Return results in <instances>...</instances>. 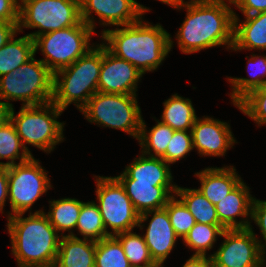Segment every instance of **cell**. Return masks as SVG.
<instances>
[{"label":"cell","instance_id":"12","mask_svg":"<svg viewBox=\"0 0 266 267\" xmlns=\"http://www.w3.org/2000/svg\"><path fill=\"white\" fill-rule=\"evenodd\" d=\"M249 228L225 229L219 249L209 255L218 265L228 267H264L266 254L261 250L263 240H259Z\"/></svg>","mask_w":266,"mask_h":267},{"label":"cell","instance_id":"4","mask_svg":"<svg viewBox=\"0 0 266 267\" xmlns=\"http://www.w3.org/2000/svg\"><path fill=\"white\" fill-rule=\"evenodd\" d=\"M101 64L102 43L91 48L70 66L55 72L52 102L63 111L74 103L81 111L98 91Z\"/></svg>","mask_w":266,"mask_h":267},{"label":"cell","instance_id":"45","mask_svg":"<svg viewBox=\"0 0 266 267\" xmlns=\"http://www.w3.org/2000/svg\"><path fill=\"white\" fill-rule=\"evenodd\" d=\"M209 267H228V266H221V265H218L216 264L212 259H211V262H210V266Z\"/></svg>","mask_w":266,"mask_h":267},{"label":"cell","instance_id":"26","mask_svg":"<svg viewBox=\"0 0 266 267\" xmlns=\"http://www.w3.org/2000/svg\"><path fill=\"white\" fill-rule=\"evenodd\" d=\"M176 197L184 203L194 216L195 222L201 224L221 225L216 207L198 189L177 186Z\"/></svg>","mask_w":266,"mask_h":267},{"label":"cell","instance_id":"8","mask_svg":"<svg viewBox=\"0 0 266 267\" xmlns=\"http://www.w3.org/2000/svg\"><path fill=\"white\" fill-rule=\"evenodd\" d=\"M18 32L37 28L27 34L37 36L78 25L81 20L80 0H19Z\"/></svg>","mask_w":266,"mask_h":267},{"label":"cell","instance_id":"29","mask_svg":"<svg viewBox=\"0 0 266 267\" xmlns=\"http://www.w3.org/2000/svg\"><path fill=\"white\" fill-rule=\"evenodd\" d=\"M31 157L32 155L23 146L12 121L9 119L0 126V159H8L6 163L0 162V165L6 167L15 165L16 159L22 163Z\"/></svg>","mask_w":266,"mask_h":267},{"label":"cell","instance_id":"33","mask_svg":"<svg viewBox=\"0 0 266 267\" xmlns=\"http://www.w3.org/2000/svg\"><path fill=\"white\" fill-rule=\"evenodd\" d=\"M95 267H131L122 245L115 236L96 241Z\"/></svg>","mask_w":266,"mask_h":267},{"label":"cell","instance_id":"39","mask_svg":"<svg viewBox=\"0 0 266 267\" xmlns=\"http://www.w3.org/2000/svg\"><path fill=\"white\" fill-rule=\"evenodd\" d=\"M231 4L235 5L244 16L266 12V0H232Z\"/></svg>","mask_w":266,"mask_h":267},{"label":"cell","instance_id":"35","mask_svg":"<svg viewBox=\"0 0 266 267\" xmlns=\"http://www.w3.org/2000/svg\"><path fill=\"white\" fill-rule=\"evenodd\" d=\"M235 105L258 126L266 124V86L251 91Z\"/></svg>","mask_w":266,"mask_h":267},{"label":"cell","instance_id":"13","mask_svg":"<svg viewBox=\"0 0 266 267\" xmlns=\"http://www.w3.org/2000/svg\"><path fill=\"white\" fill-rule=\"evenodd\" d=\"M80 8L81 20L93 31L96 26L94 12L103 26H124L139 21L149 11L135 0H80Z\"/></svg>","mask_w":266,"mask_h":267},{"label":"cell","instance_id":"34","mask_svg":"<svg viewBox=\"0 0 266 267\" xmlns=\"http://www.w3.org/2000/svg\"><path fill=\"white\" fill-rule=\"evenodd\" d=\"M175 197L176 195L168 201L164 208L167 210L176 235L183 240L196 222L184 203Z\"/></svg>","mask_w":266,"mask_h":267},{"label":"cell","instance_id":"1","mask_svg":"<svg viewBox=\"0 0 266 267\" xmlns=\"http://www.w3.org/2000/svg\"><path fill=\"white\" fill-rule=\"evenodd\" d=\"M225 0H190L176 9L185 8L186 18L177 32V44L185 54L215 46L234 44V11Z\"/></svg>","mask_w":266,"mask_h":267},{"label":"cell","instance_id":"10","mask_svg":"<svg viewBox=\"0 0 266 267\" xmlns=\"http://www.w3.org/2000/svg\"><path fill=\"white\" fill-rule=\"evenodd\" d=\"M96 179V195L98 208L102 216L106 232L109 236L132 231L139 224V213L135 210L131 199L126 195L124 187L115 177L94 176ZM110 227L112 231H108Z\"/></svg>","mask_w":266,"mask_h":267},{"label":"cell","instance_id":"44","mask_svg":"<svg viewBox=\"0 0 266 267\" xmlns=\"http://www.w3.org/2000/svg\"><path fill=\"white\" fill-rule=\"evenodd\" d=\"M163 2L164 4H168L173 8L180 7L185 1L184 0H158Z\"/></svg>","mask_w":266,"mask_h":267},{"label":"cell","instance_id":"42","mask_svg":"<svg viewBox=\"0 0 266 267\" xmlns=\"http://www.w3.org/2000/svg\"><path fill=\"white\" fill-rule=\"evenodd\" d=\"M210 262V256L192 255L182 267H209Z\"/></svg>","mask_w":266,"mask_h":267},{"label":"cell","instance_id":"11","mask_svg":"<svg viewBox=\"0 0 266 267\" xmlns=\"http://www.w3.org/2000/svg\"><path fill=\"white\" fill-rule=\"evenodd\" d=\"M7 175L12 210L7 218L31 210V206L52 187L45 169L33 156L25 162L7 166Z\"/></svg>","mask_w":266,"mask_h":267},{"label":"cell","instance_id":"27","mask_svg":"<svg viewBox=\"0 0 266 267\" xmlns=\"http://www.w3.org/2000/svg\"><path fill=\"white\" fill-rule=\"evenodd\" d=\"M49 204L50 211L46 215L52 226L58 233L68 231V235L71 236L72 229L76 228L78 222L82 201L75 198H61L49 201Z\"/></svg>","mask_w":266,"mask_h":267},{"label":"cell","instance_id":"23","mask_svg":"<svg viewBox=\"0 0 266 267\" xmlns=\"http://www.w3.org/2000/svg\"><path fill=\"white\" fill-rule=\"evenodd\" d=\"M247 69H249L250 78L228 77L232 85L230 97L233 104H238L251 91L266 86V56L253 54L251 58H248Z\"/></svg>","mask_w":266,"mask_h":267},{"label":"cell","instance_id":"19","mask_svg":"<svg viewBox=\"0 0 266 267\" xmlns=\"http://www.w3.org/2000/svg\"><path fill=\"white\" fill-rule=\"evenodd\" d=\"M199 178L201 187L199 192L204 195L213 205L219 203L242 181L233 166L208 167L195 173Z\"/></svg>","mask_w":266,"mask_h":267},{"label":"cell","instance_id":"30","mask_svg":"<svg viewBox=\"0 0 266 267\" xmlns=\"http://www.w3.org/2000/svg\"><path fill=\"white\" fill-rule=\"evenodd\" d=\"M76 229L83 239L100 241L109 236L95 201L82 202Z\"/></svg>","mask_w":266,"mask_h":267},{"label":"cell","instance_id":"3","mask_svg":"<svg viewBox=\"0 0 266 267\" xmlns=\"http://www.w3.org/2000/svg\"><path fill=\"white\" fill-rule=\"evenodd\" d=\"M23 215L10 216L6 225L18 267H54L64 234L58 235L42 209Z\"/></svg>","mask_w":266,"mask_h":267},{"label":"cell","instance_id":"43","mask_svg":"<svg viewBox=\"0 0 266 267\" xmlns=\"http://www.w3.org/2000/svg\"><path fill=\"white\" fill-rule=\"evenodd\" d=\"M1 100L2 99L0 98V126L9 120L10 109H11V107H9V105H7L6 102Z\"/></svg>","mask_w":266,"mask_h":267},{"label":"cell","instance_id":"38","mask_svg":"<svg viewBox=\"0 0 266 267\" xmlns=\"http://www.w3.org/2000/svg\"><path fill=\"white\" fill-rule=\"evenodd\" d=\"M19 0H0V21L18 23Z\"/></svg>","mask_w":266,"mask_h":267},{"label":"cell","instance_id":"22","mask_svg":"<svg viewBox=\"0 0 266 267\" xmlns=\"http://www.w3.org/2000/svg\"><path fill=\"white\" fill-rule=\"evenodd\" d=\"M96 241L80 239L74 233L61 236L54 267H95Z\"/></svg>","mask_w":266,"mask_h":267},{"label":"cell","instance_id":"14","mask_svg":"<svg viewBox=\"0 0 266 267\" xmlns=\"http://www.w3.org/2000/svg\"><path fill=\"white\" fill-rule=\"evenodd\" d=\"M143 73L130 62L118 58L102 44V64L98 92L136 94Z\"/></svg>","mask_w":266,"mask_h":267},{"label":"cell","instance_id":"17","mask_svg":"<svg viewBox=\"0 0 266 267\" xmlns=\"http://www.w3.org/2000/svg\"><path fill=\"white\" fill-rule=\"evenodd\" d=\"M120 183H154V186H178L172 184L170 164L161 157L140 154L115 177Z\"/></svg>","mask_w":266,"mask_h":267},{"label":"cell","instance_id":"28","mask_svg":"<svg viewBox=\"0 0 266 267\" xmlns=\"http://www.w3.org/2000/svg\"><path fill=\"white\" fill-rule=\"evenodd\" d=\"M157 124L146 129V123L142 118L140 134L138 137L141 153L150 157H162L167 150L168 144L173 138L174 131L167 124L156 120ZM153 151V153H151Z\"/></svg>","mask_w":266,"mask_h":267},{"label":"cell","instance_id":"20","mask_svg":"<svg viewBox=\"0 0 266 267\" xmlns=\"http://www.w3.org/2000/svg\"><path fill=\"white\" fill-rule=\"evenodd\" d=\"M121 185L139 214L164 208L177 190V186H154V183H121Z\"/></svg>","mask_w":266,"mask_h":267},{"label":"cell","instance_id":"21","mask_svg":"<svg viewBox=\"0 0 266 267\" xmlns=\"http://www.w3.org/2000/svg\"><path fill=\"white\" fill-rule=\"evenodd\" d=\"M234 12V44L230 50H266V12L245 16L239 23Z\"/></svg>","mask_w":266,"mask_h":267},{"label":"cell","instance_id":"16","mask_svg":"<svg viewBox=\"0 0 266 267\" xmlns=\"http://www.w3.org/2000/svg\"><path fill=\"white\" fill-rule=\"evenodd\" d=\"M193 148L202 156H225L236 142L230 125L209 116L197 118L191 129Z\"/></svg>","mask_w":266,"mask_h":267},{"label":"cell","instance_id":"6","mask_svg":"<svg viewBox=\"0 0 266 267\" xmlns=\"http://www.w3.org/2000/svg\"><path fill=\"white\" fill-rule=\"evenodd\" d=\"M53 73L33 56L16 70L0 77V98L23 101L22 106H36L52 102ZM9 101V102H8Z\"/></svg>","mask_w":266,"mask_h":267},{"label":"cell","instance_id":"41","mask_svg":"<svg viewBox=\"0 0 266 267\" xmlns=\"http://www.w3.org/2000/svg\"><path fill=\"white\" fill-rule=\"evenodd\" d=\"M6 199H8L7 167L0 165V212L3 213Z\"/></svg>","mask_w":266,"mask_h":267},{"label":"cell","instance_id":"40","mask_svg":"<svg viewBox=\"0 0 266 267\" xmlns=\"http://www.w3.org/2000/svg\"><path fill=\"white\" fill-rule=\"evenodd\" d=\"M18 23H8L0 21V49L9 39L18 33Z\"/></svg>","mask_w":266,"mask_h":267},{"label":"cell","instance_id":"47","mask_svg":"<svg viewBox=\"0 0 266 267\" xmlns=\"http://www.w3.org/2000/svg\"><path fill=\"white\" fill-rule=\"evenodd\" d=\"M226 2H229L231 4L232 3V0H226Z\"/></svg>","mask_w":266,"mask_h":267},{"label":"cell","instance_id":"7","mask_svg":"<svg viewBox=\"0 0 266 267\" xmlns=\"http://www.w3.org/2000/svg\"><path fill=\"white\" fill-rule=\"evenodd\" d=\"M136 97V94L97 91L80 112L90 123L119 129L138 140L142 116Z\"/></svg>","mask_w":266,"mask_h":267},{"label":"cell","instance_id":"36","mask_svg":"<svg viewBox=\"0 0 266 267\" xmlns=\"http://www.w3.org/2000/svg\"><path fill=\"white\" fill-rule=\"evenodd\" d=\"M193 149L191 131H174L173 138L168 144L166 153L161 158L166 163L173 164L185 158Z\"/></svg>","mask_w":266,"mask_h":267},{"label":"cell","instance_id":"46","mask_svg":"<svg viewBox=\"0 0 266 267\" xmlns=\"http://www.w3.org/2000/svg\"><path fill=\"white\" fill-rule=\"evenodd\" d=\"M146 267H164L163 265L161 264H152V265H149V266H146Z\"/></svg>","mask_w":266,"mask_h":267},{"label":"cell","instance_id":"25","mask_svg":"<svg viewBox=\"0 0 266 267\" xmlns=\"http://www.w3.org/2000/svg\"><path fill=\"white\" fill-rule=\"evenodd\" d=\"M14 37L0 49V77L16 70L35 55L34 40L27 34L18 39Z\"/></svg>","mask_w":266,"mask_h":267},{"label":"cell","instance_id":"18","mask_svg":"<svg viewBox=\"0 0 266 267\" xmlns=\"http://www.w3.org/2000/svg\"><path fill=\"white\" fill-rule=\"evenodd\" d=\"M242 180L226 197L215 205L220 224L225 229L249 228L254 197ZM243 217L238 221L236 217ZM247 218V219H246Z\"/></svg>","mask_w":266,"mask_h":267},{"label":"cell","instance_id":"2","mask_svg":"<svg viewBox=\"0 0 266 267\" xmlns=\"http://www.w3.org/2000/svg\"><path fill=\"white\" fill-rule=\"evenodd\" d=\"M139 21L101 31L102 43L112 54L134 65L143 74L156 70L173 47L162 25ZM122 27V28H118ZM107 42V43H106Z\"/></svg>","mask_w":266,"mask_h":267},{"label":"cell","instance_id":"31","mask_svg":"<svg viewBox=\"0 0 266 267\" xmlns=\"http://www.w3.org/2000/svg\"><path fill=\"white\" fill-rule=\"evenodd\" d=\"M123 247L131 267H146L156 264L150 254L144 236L127 231L115 235Z\"/></svg>","mask_w":266,"mask_h":267},{"label":"cell","instance_id":"9","mask_svg":"<svg viewBox=\"0 0 266 267\" xmlns=\"http://www.w3.org/2000/svg\"><path fill=\"white\" fill-rule=\"evenodd\" d=\"M94 33L95 31L81 21L76 26L37 36L34 39L35 54L41 50L45 56L41 61L54 74L73 64L94 47V44L90 46L89 43Z\"/></svg>","mask_w":266,"mask_h":267},{"label":"cell","instance_id":"5","mask_svg":"<svg viewBox=\"0 0 266 267\" xmlns=\"http://www.w3.org/2000/svg\"><path fill=\"white\" fill-rule=\"evenodd\" d=\"M14 112L12 107L9 119L23 146L31 155L26 144L50 153L54 150L55 145L64 140L63 127L65 123L57 121L63 110L53 102L36 106H21L16 116Z\"/></svg>","mask_w":266,"mask_h":267},{"label":"cell","instance_id":"32","mask_svg":"<svg viewBox=\"0 0 266 267\" xmlns=\"http://www.w3.org/2000/svg\"><path fill=\"white\" fill-rule=\"evenodd\" d=\"M225 228L222 225H210L195 223L189 233L183 238V242L189 248L195 250L193 255L206 256L207 250L213 248L217 236H221Z\"/></svg>","mask_w":266,"mask_h":267},{"label":"cell","instance_id":"15","mask_svg":"<svg viewBox=\"0 0 266 267\" xmlns=\"http://www.w3.org/2000/svg\"><path fill=\"white\" fill-rule=\"evenodd\" d=\"M150 215L153 217L149 221L143 236L153 261L163 265L179 237L176 235L171 225L169 215L165 208L141 213L139 215L138 224L141 230L145 226V224L142 223L147 221Z\"/></svg>","mask_w":266,"mask_h":267},{"label":"cell","instance_id":"24","mask_svg":"<svg viewBox=\"0 0 266 267\" xmlns=\"http://www.w3.org/2000/svg\"><path fill=\"white\" fill-rule=\"evenodd\" d=\"M163 104L164 110L161 122L175 131H191L198 117L190 99L179 96L176 93L165 100Z\"/></svg>","mask_w":266,"mask_h":267},{"label":"cell","instance_id":"37","mask_svg":"<svg viewBox=\"0 0 266 267\" xmlns=\"http://www.w3.org/2000/svg\"><path fill=\"white\" fill-rule=\"evenodd\" d=\"M251 220L259 227L260 233L265 241L259 244L261 250L266 254V201L254 198L252 203Z\"/></svg>","mask_w":266,"mask_h":267}]
</instances>
